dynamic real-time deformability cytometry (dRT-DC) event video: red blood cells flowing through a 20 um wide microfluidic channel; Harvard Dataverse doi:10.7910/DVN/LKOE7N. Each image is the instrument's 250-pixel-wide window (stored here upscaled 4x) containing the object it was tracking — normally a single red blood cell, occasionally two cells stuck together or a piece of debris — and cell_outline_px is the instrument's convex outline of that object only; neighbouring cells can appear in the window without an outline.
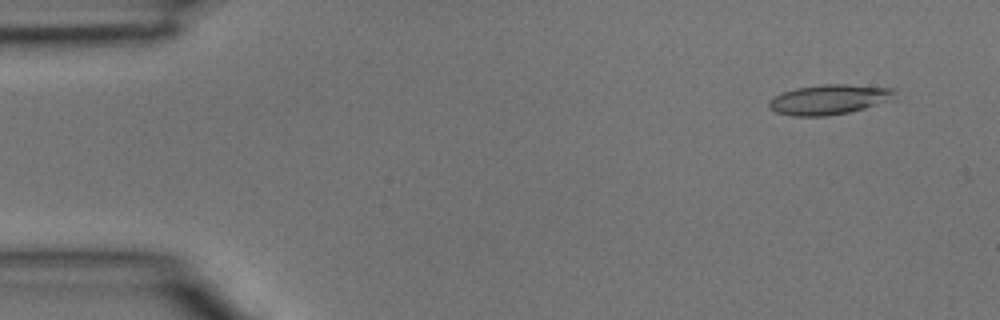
{"species": "common noctule bat (a hibernating species)", "species_latin": "Nyctalus noctula", "temperature_condition": "room temperature", "stored_images_in_passage": 4, "camera_frame_rate_fps": 3000, "um_per_image_px": 0.085, "animal": {"sex": "male", "body_mass_g": 15.6}, "frame": {"image": 1, "passage_image": 1, "time_ms": 0.0, "image_size_px": [1000, 320], "cell_outline_px": [[896, 92], [892, 100], [864, 108], [848, 112], [824, 116], [792, 116], [776, 112], [768, 108], [768, 100], [784, 92], [796, 88], [824, 84], [844, 84], [896, 88]], "centroid_in_image_um": [70.48, 8.45], "position_along_channel_um": 14.5, "area_um2": 21.91}}